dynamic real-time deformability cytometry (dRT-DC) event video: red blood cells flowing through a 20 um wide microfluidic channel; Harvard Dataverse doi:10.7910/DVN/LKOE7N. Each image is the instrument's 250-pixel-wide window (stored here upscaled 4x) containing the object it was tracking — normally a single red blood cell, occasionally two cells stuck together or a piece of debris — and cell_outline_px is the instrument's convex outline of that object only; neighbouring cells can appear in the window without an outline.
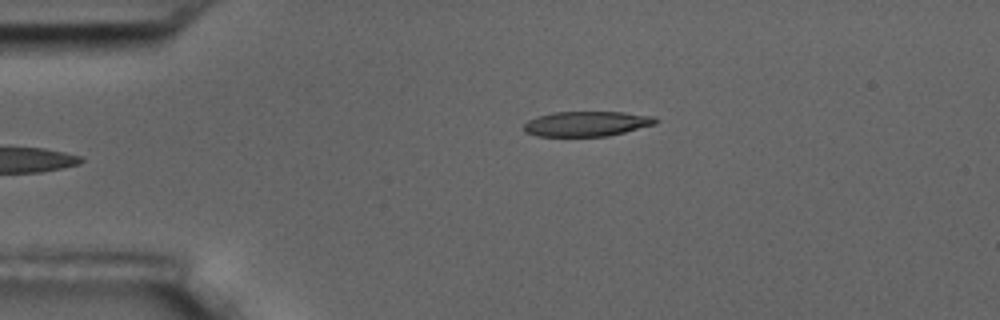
{"species": "common noctule bat (a hibernating species)", "species_latin": "Nyctalus noctula", "temperature_condition": "room temperature", "stored_images_in_passage": 5, "camera_frame_rate_fps": 3000, "um_per_image_px": 0.085, "animal": {"sex": "male", "body_mass_g": 17.5, "forearm_length_mm": 52.3}, "frame": {"image": 1, "passage_image": 5, "time_ms": 4.667, "image_size_px": [1000, 320], "cell_outline_px": [[660, 120], [656, 124], [608, 136], [536, 136], [524, 132], [524, 124], [528, 120], [536, 116], [552, 112], [624, 112], [656, 116]], "centroid_in_image_um": [49.88, 10.51], "position_along_channel_um": 35.1, "area_um2": 19.42}}